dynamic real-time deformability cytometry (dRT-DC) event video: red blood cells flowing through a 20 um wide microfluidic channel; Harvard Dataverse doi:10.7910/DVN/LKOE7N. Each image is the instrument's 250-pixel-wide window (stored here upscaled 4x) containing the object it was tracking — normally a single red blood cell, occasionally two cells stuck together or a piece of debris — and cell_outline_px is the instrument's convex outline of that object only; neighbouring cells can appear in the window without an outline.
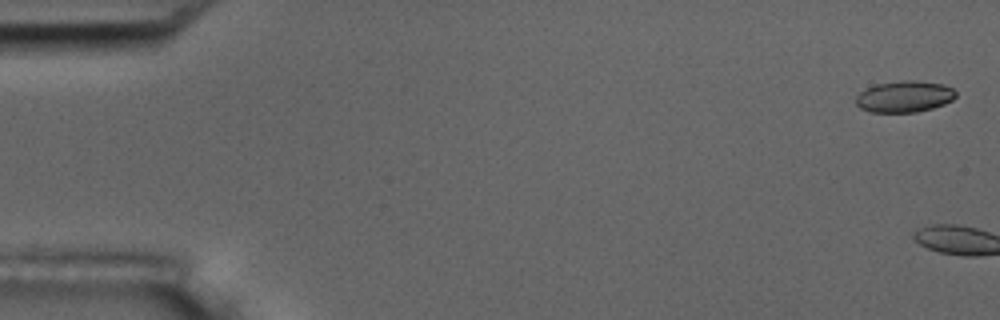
{"species": "common noctule bat (a hibernating species)", "species_latin": "Nyctalus noctula", "temperature_condition": "room temperature", "stored_images_in_passage": 6, "camera_frame_rate_fps": 3000, "um_per_image_px": 0.085, "animal": {"sex": "male", "body_mass_g": 17.5, "forearm_length_mm": 52.3}, "frame": {"image": 1, "passage_image": 1, "time_ms": 0.0, "image_size_px": [1000, 320], "cell_outline_px": [[956, 96], [952, 100], [944, 104], [932, 108], [916, 112], [868, 112], [860, 108], [856, 104], [856, 96], [860, 92], [876, 84], [904, 80], [916, 80], [944, 84], [952, 88], [956, 92]], "centroid_in_image_um": [76.88, 8.21], "position_along_channel_um": 8.1, "area_um2": 18.32}}
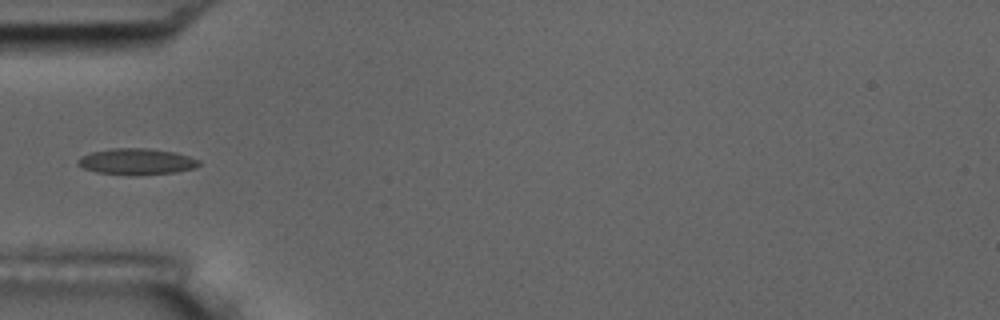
{"frame": {"image": 2, "passage_image": 6, "time_ms": 6.667, "image_size_px": [1000, 320], "cell_outline_px": [[200, 164], [196, 168], [176, 172], [128, 176], [96, 172], [84, 168], [76, 164], [76, 160], [80, 156], [92, 152], [112, 148], [148, 148], [176, 152], [200, 160]], "centroid_in_image_um": [11.6, 13.74], "position_along_channel_um": 73.4, "area_um2": 18.79}}